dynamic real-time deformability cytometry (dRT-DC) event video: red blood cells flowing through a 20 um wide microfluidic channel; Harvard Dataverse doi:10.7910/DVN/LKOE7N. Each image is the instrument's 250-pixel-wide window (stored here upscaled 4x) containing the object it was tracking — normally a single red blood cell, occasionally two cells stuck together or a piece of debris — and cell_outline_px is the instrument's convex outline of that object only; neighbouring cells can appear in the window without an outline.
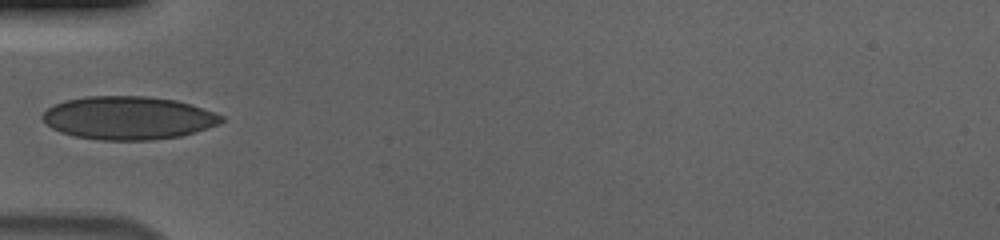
{"species": "human", "species_latin": "Homo sapiens", "temperature_condition": "cold", "stored_images_in_passage": 37, "camera_frame_rate_fps": 3000, "um_per_image_px": 0.085, "donor": {"sex": "male"}, "frame": {"image": 1, "passage_image": 1, "time_ms": 0.0, "image_size_px": [1000, 240], "cell_outline_px": [[228, 120], [220, 124], [196, 132], [180, 136], [152, 140], [100, 140], [76, 136], [60, 132], [52, 128], [40, 116], [48, 108], [64, 100], [88, 96], [148, 96], [176, 100], [192, 104], [224, 116]], "centroid_in_image_um": [10.95, 10.02], "position_along_channel_um": 74.0, "area_um2": 45.2}}
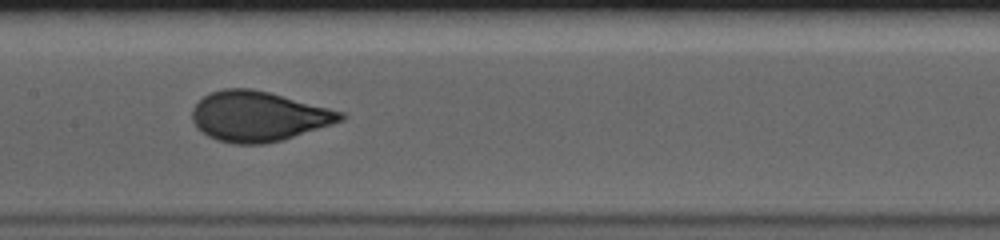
{"frame": {"image": 2, "passage_image": 10, "time_ms": 3.0, "image_size_px": [1000, 240], "cell_outline_px": [[348, 116], [344, 120], [332, 124], [280, 140], [264, 144], [232, 144], [216, 140], [208, 136], [196, 128], [192, 120], [192, 108], [204, 96], [212, 92], [224, 88], [252, 88], [268, 92], [344, 112]], "centroid_in_image_um": [21.94, 9.89], "position_along_channel_um": 185.5, "area_um2": 43.12}}
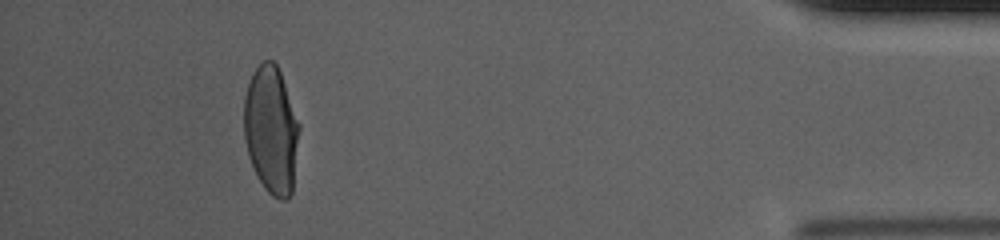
{"frame": {"image": 3, "passage_image": 33, "time_ms": 10.667, "image_size_px": [1000, 240], "cell_outline_px": [[300, 128], [292, 192], [288, 200], [280, 200], [272, 196], [264, 188], [256, 176], [248, 156], [244, 136], [244, 96], [252, 72], [264, 60], [272, 60], [276, 64], [280, 72], [300, 124]], "centroid_in_image_um": [23.05, 11.07], "position_along_channel_um": 412.2, "area_um2": 41.38}, "authors_computed_cell_mechanics": {"area_um2": 42.3096, "velocity_mm_per_s": 3.6834, "shape_relaxation_time_tau1_ms": 5.1215, "shape_relaxation_time_tau2_ms": null, "deformation_change_tau1": 0.1932, "deformation_change_tau2": null}}